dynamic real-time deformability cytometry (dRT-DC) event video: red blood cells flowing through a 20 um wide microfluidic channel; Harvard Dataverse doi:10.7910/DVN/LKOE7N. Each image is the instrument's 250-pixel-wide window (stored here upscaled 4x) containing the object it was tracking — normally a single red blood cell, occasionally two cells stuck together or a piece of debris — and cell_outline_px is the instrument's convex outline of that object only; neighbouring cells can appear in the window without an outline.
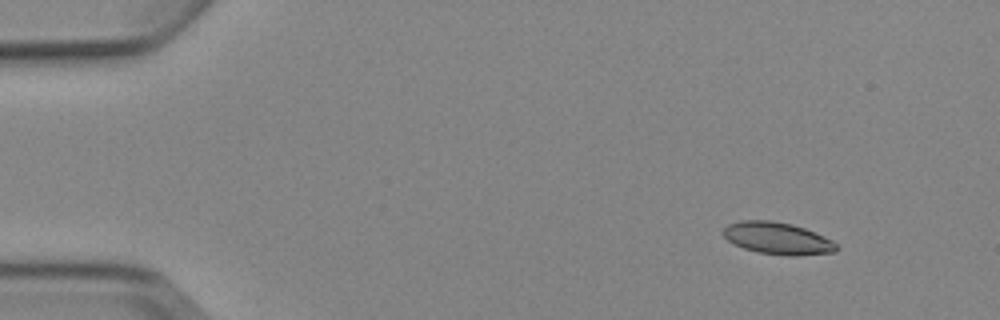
{"species": "Egyptian fruit bat (a non-hibernating species)", "species_latin": "Rousettus aegyptiacus", "temperature_condition": "cold", "stored_images_in_passage": 4, "camera_frame_rate_fps": 3000, "um_per_image_px": 0.085, "animal": {"sex": "female"}, "frame": {"image": 1, "passage_image": 1, "time_ms": 0.0, "image_size_px": [1000, 320], "cell_outline_px": [[836, 252], [800, 256], [788, 256], [756, 252], [744, 248], [728, 240], [720, 232], [728, 224], [740, 220], [772, 220], [792, 224], [804, 228], [824, 236], [832, 240], [836, 244]], "centroid_in_image_um": [66.08, 20.26], "position_along_channel_um": 18.9, "area_um2": 21.27}}
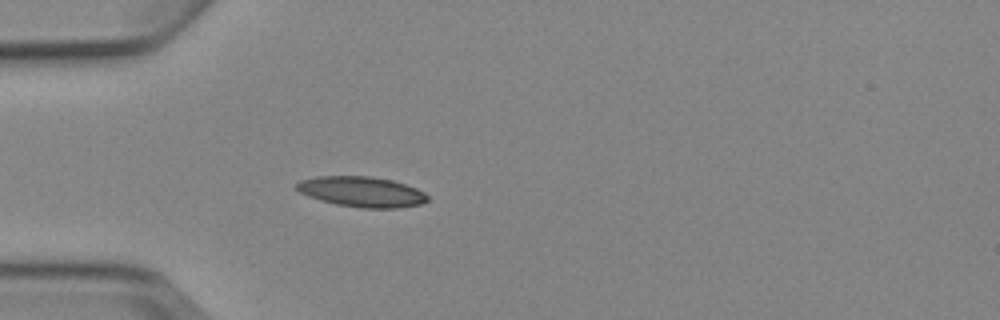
{"frame": {"image": 2, "passage_image": 4, "time_ms": 3.333, "image_size_px": [1000, 320], "cell_outline_px": [[428, 200], [420, 204], [400, 208], [360, 208], [336, 204], [320, 200], [308, 196], [300, 192], [296, 188], [296, 184], [300, 180], [316, 176], [372, 176], [392, 180], [416, 188], [424, 192], [428, 196]], "centroid_in_image_um": [30.74, 16.3], "position_along_channel_um": 54.3, "area_um2": 23.24}}